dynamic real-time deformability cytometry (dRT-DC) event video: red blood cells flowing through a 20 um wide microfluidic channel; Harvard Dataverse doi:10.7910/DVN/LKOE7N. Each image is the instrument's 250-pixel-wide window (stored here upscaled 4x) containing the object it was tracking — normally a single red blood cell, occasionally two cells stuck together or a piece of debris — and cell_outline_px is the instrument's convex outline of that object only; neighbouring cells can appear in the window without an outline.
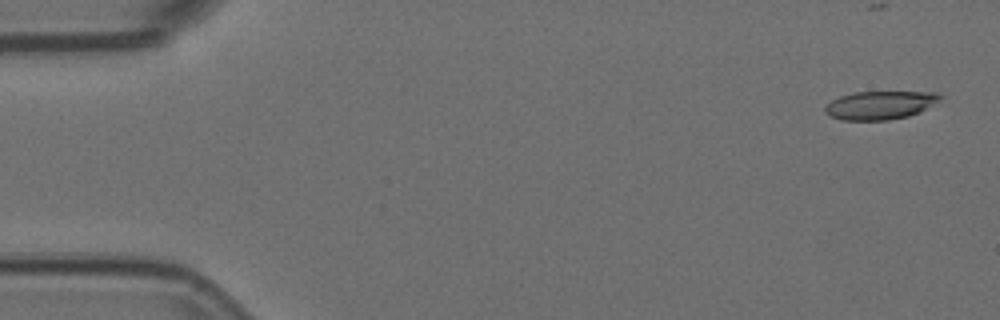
{"species": "Egyptian fruit bat (a non-hibernating species)", "species_latin": "Rousettus aegyptiacus", "temperature_condition": "room temperature", "stored_images_in_passage": 6, "camera_frame_rate_fps": 3000, "um_per_image_px": 0.085, "animal": {"sex": "female"}, "frame": {"image": 1, "passage_image": 1, "time_ms": 0.0, "image_size_px": [1000, 320], "cell_outline_px": [[944, 96], [924, 108], [908, 116], [888, 120], [840, 120], [828, 116], [824, 112], [824, 108], [832, 100], [840, 96], [856, 92], [936, 92]], "centroid_in_image_um": [74.73, 8.94], "position_along_channel_um": 10.3, "area_um2": 18.73}}
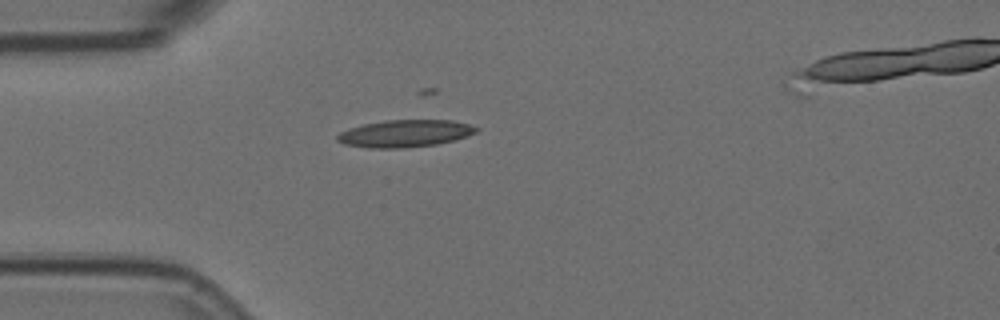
{"frame": {"image": 2, "passage_image": 5, "time_ms": 1.333, "image_size_px": [1000, 320], "cell_outline_px": [[480, 128], [476, 132], [468, 136], [456, 140], [436, 144], [404, 148], [368, 148], [344, 144], [336, 140], [336, 136], [340, 132], [348, 128], [364, 124], [384, 120], [452, 120], [468, 124]], "centroid_in_image_um": [34.42, 11.35], "position_along_channel_um": 50.6, "area_um2": 22.2}}